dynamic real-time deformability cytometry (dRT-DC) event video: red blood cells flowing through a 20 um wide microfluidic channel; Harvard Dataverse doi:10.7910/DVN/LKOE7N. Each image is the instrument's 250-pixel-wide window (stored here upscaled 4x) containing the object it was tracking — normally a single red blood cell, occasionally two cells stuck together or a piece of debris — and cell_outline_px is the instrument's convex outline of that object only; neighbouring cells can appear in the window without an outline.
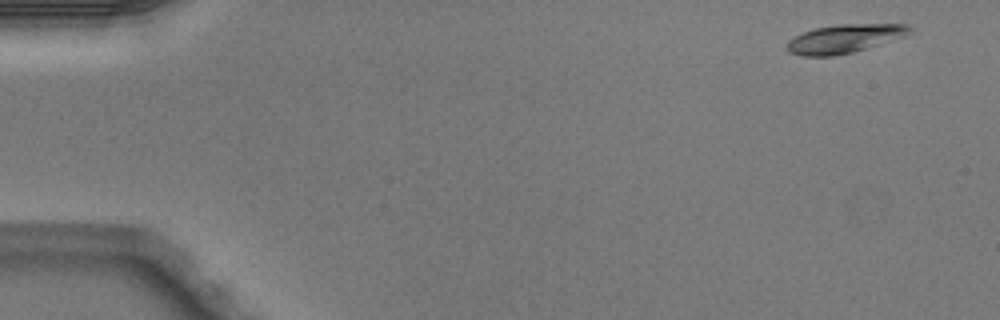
{"species": "Egyptian fruit bat (a non-hibernating species)", "species_latin": "Rousettus aegyptiacus", "temperature_condition": "warm", "stored_images_in_passage": 11, "camera_frame_rate_fps": 3000, "um_per_image_px": 0.085, "animal": {"sex": "male"}, "frame": {"image": 1, "passage_image": 1, "time_ms": 0.0, "image_size_px": [1000, 320], "cell_outline_px": [[912, 32], [904, 36], [852, 52], [832, 56], [804, 56], [788, 52], [788, 40], [804, 32], [816, 28], [836, 24], [908, 24], [912, 28]], "centroid_in_image_um": [71.78, 3.27], "position_along_channel_um": 13.2, "area_um2": 20.11}}